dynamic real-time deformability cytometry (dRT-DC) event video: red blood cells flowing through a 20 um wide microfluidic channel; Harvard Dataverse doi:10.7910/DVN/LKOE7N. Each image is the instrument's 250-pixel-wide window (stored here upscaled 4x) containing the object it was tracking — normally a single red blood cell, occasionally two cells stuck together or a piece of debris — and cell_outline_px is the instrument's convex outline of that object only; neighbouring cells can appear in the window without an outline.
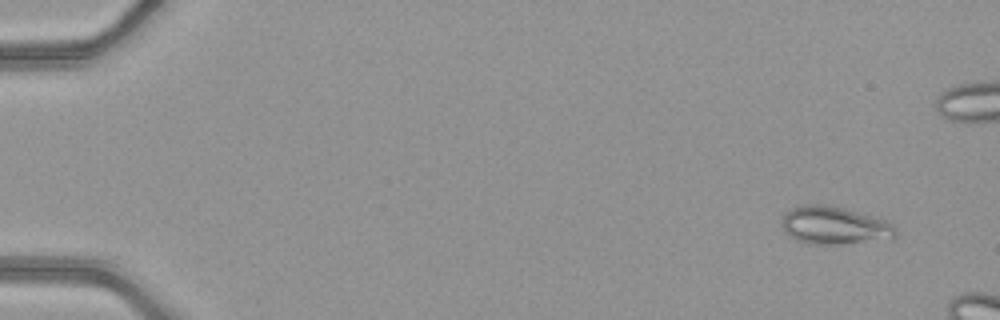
{"species": "common noctule bat (a hibernating species)", "species_latin": "Nyctalus noctula", "temperature_condition": "warm", "stored_images_in_passage": 12, "camera_frame_rate_fps": 3000, "um_per_image_px": 0.085, "animal": {"sex": "female", "body_mass_g": 21.9}, "frame": {"image": 1, "passage_image": 4, "time_ms": 1.0, "image_size_px": [1000, 320], "cell_outline_px": [[900, 232], [896, 236], [836, 244], [812, 244], [796, 240], [784, 232], [780, 224], [784, 212], [800, 204], [824, 204], [888, 220]], "centroid_in_image_um": [70.84, 19.14], "position_along_channel_um": 14.2, "area_um2": 24.8}}